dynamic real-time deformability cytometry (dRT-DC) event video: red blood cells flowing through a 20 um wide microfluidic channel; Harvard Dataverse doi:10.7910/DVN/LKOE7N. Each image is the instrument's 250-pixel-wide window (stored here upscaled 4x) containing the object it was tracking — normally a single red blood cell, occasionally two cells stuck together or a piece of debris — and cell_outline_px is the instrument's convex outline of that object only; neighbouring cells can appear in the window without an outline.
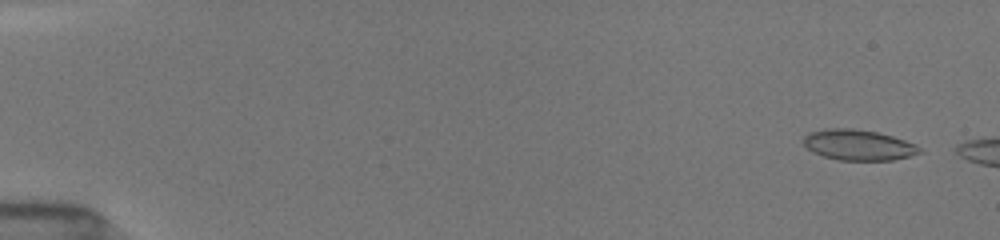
{"species": "common noctule bat (a hibernating species)", "species_latin": "Nyctalus noctula", "temperature_condition": "room temperature", "stored_images_in_passage": 9, "camera_frame_rate_fps": 3000, "um_per_image_px": 0.085, "animal": {"sex": "female", "body_mass_g": 19.5, "forearm_length_mm": 54.1}, "frame": {"image": 1, "passage_image": 3, "time_ms": 0.667, "image_size_px": [1000, 240], "cell_outline_px": [[924, 152], [892, 160], [836, 160], [812, 152], [804, 144], [804, 136], [808, 132], [828, 128], [852, 128], [876, 132], [892, 136], [916, 144]], "centroid_in_image_um": [72.95, 12.32], "position_along_channel_um": 12.0, "area_um2": 20.69}}